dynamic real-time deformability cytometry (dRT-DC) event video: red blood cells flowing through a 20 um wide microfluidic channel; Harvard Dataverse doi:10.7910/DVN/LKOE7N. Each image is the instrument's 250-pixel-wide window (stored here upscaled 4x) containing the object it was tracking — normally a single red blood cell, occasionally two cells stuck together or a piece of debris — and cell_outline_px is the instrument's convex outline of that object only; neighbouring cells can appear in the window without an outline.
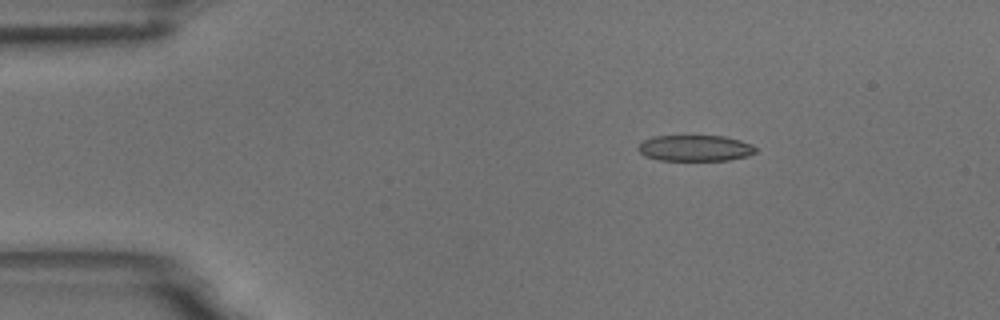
{"species": "common noctule bat (a hibernating species)", "species_latin": "Nyctalus noctula", "temperature_condition": "room temperature", "stored_images_in_passage": 3, "camera_frame_rate_fps": 3000, "um_per_image_px": 0.085, "animal": {"sex": "male", "body_mass_g": 18.8}, "frame": {"image": 1, "passage_image": 1, "time_ms": 0.0, "image_size_px": [1000, 320], "cell_outline_px": [[756, 152], [748, 156], [728, 160], [660, 160], [644, 156], [636, 148], [644, 140], [652, 136], [724, 136], [740, 140], [752, 144], [756, 148]], "centroid_in_image_um": [59.08, 12.59], "position_along_channel_um": 25.9, "area_um2": 17.86}}